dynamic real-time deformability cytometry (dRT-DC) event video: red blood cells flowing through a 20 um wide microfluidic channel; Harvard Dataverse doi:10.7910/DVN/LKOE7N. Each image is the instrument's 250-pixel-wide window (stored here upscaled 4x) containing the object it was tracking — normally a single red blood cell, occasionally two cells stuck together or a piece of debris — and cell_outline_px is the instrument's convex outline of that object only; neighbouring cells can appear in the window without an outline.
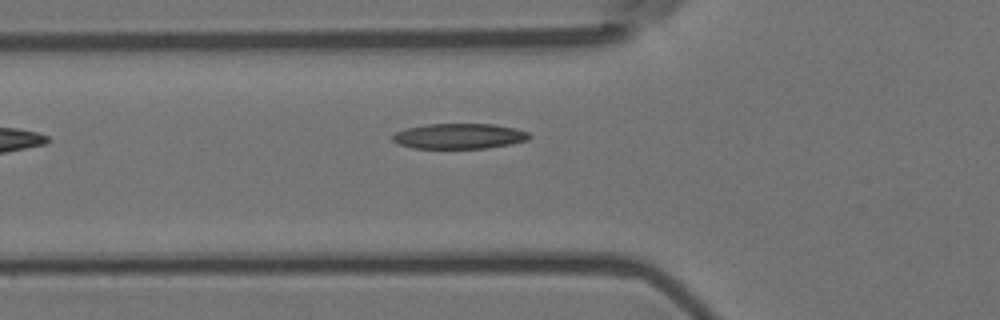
{"species": "Egyptian fruit bat (a non-hibernating species)", "species_latin": "Rousettus aegyptiacus", "temperature_condition": "room temperature", "stored_images_in_passage": 2, "camera_frame_rate_fps": 3000, "um_per_image_px": 0.085, "animal": {"sex": "female"}, "frame": {"image": 1, "passage_image": 2, "time_ms": 0.333, "image_size_px": [1000, 320], "cell_outline_px": [[532, 136], [528, 140], [488, 148], [412, 148], [400, 144], [392, 140], [392, 136], [396, 132], [404, 128], [428, 124], [496, 124], [516, 128], [528, 132]], "centroid_in_image_um": [39.04, 11.56], "position_along_channel_um": 86.8, "area_um2": 20.23}}